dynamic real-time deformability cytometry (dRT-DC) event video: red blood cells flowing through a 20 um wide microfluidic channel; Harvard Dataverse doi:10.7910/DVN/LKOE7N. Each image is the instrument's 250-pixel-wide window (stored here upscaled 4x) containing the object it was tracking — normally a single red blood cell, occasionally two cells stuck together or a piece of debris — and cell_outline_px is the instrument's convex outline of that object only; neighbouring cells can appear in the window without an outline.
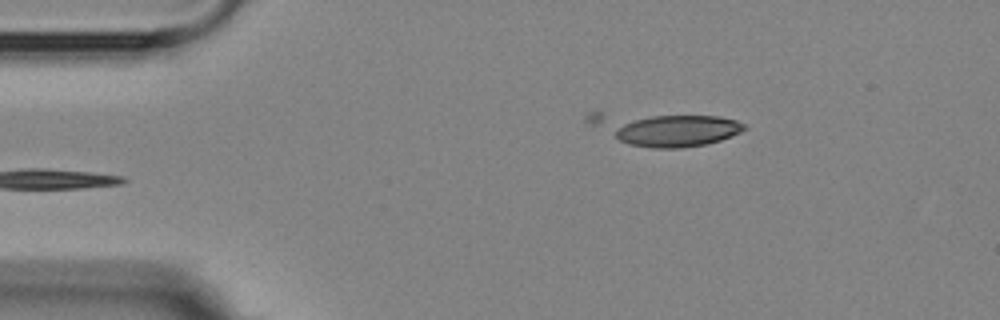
{"species": "Egyptian fruit bat (a non-hibernating species)", "species_latin": "Rousettus aegyptiacus", "temperature_condition": "room temperature", "stored_images_in_passage": 3, "camera_frame_rate_fps": 3000, "um_per_image_px": 0.085, "animal": {"sex": "female"}, "frame": {"image": 1, "passage_image": 3, "time_ms": 3.0, "image_size_px": [1000, 320], "cell_outline_px": [[748, 128], [732, 136], [720, 140], [704, 144], [680, 148], [652, 148], [628, 144], [620, 140], [584, 120], [584, 116], [588, 112], [600, 112], [720, 116], [736, 120], [744, 124]], "centroid_in_image_um": [56.52, 10.93], "position_along_channel_um": 28.5, "area_um2": 30.06}}